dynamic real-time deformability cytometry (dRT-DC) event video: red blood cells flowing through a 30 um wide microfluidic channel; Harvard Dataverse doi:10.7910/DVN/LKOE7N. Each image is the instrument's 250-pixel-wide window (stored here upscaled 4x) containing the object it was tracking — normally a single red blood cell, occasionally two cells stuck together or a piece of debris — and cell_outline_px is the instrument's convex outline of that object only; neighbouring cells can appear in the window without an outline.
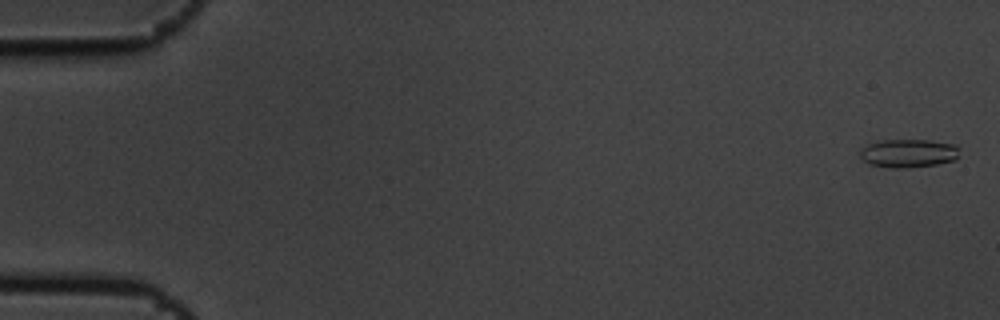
{"species": "common noctule bat (a hibernating species)", "species_latin": "Nyctalus noctula", "temperature_condition": "cold", "stored_images_in_passage": 5, "camera_frame_rate_fps": 3000, "um_per_image_px": 0.085, "animal": {"sex": "male", "body_mass_g": 19.5, "forearm_length_mm": 54.6}, "frame": {"image": 1, "passage_image": 1, "time_ms": 0.0, "image_size_px": [1000, 320], "cell_outline_px": [[960, 148], [956, 160], [936, 164], [908, 168], [892, 168], [868, 164], [860, 156], [860, 148], [868, 144], [880, 140], [928, 140], [956, 144]], "centroid_in_image_um": [77.22, 13.02], "position_along_channel_um": 7.8, "area_um2": 16.65}}
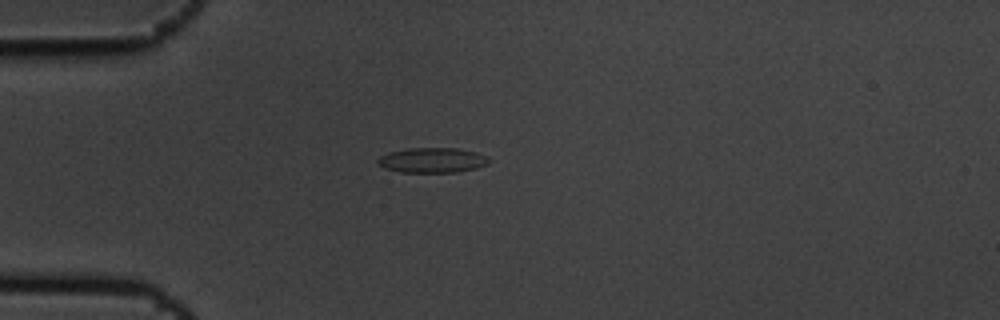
{"frame": {"image": 2, "passage_image": 5, "time_ms": 1.333, "image_size_px": [1000, 320], "cell_outline_px": [[488, 164], [476, 168], [456, 172], [400, 172], [384, 168], [376, 160], [380, 156], [388, 152], [408, 148], [456, 148], [476, 152], [488, 156]], "centroid_in_image_um": [36.74, 13.61], "position_along_channel_um": 48.3, "area_um2": 16.18}}